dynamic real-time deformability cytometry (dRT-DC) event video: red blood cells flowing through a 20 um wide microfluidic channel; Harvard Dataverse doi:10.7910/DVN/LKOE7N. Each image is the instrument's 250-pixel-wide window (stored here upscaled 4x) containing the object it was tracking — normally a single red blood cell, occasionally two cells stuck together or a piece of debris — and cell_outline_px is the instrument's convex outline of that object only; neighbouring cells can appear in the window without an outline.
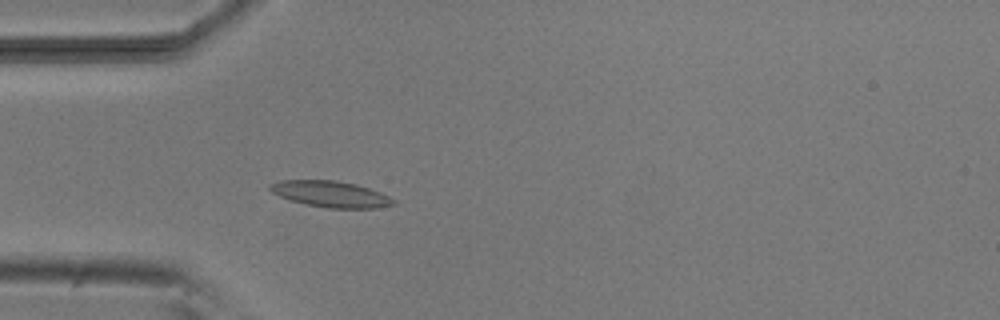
{"species": "common noctule bat (a hibernating species)", "species_latin": "Nyctalus noctula", "temperature_condition": "room temperature", "stored_images_in_passage": 4, "camera_frame_rate_fps": 3000, "um_per_image_px": 0.085, "animal": {"sex": "male", "body_mass_g": 20.5, "forearm_length_mm": 52.5}, "frame": {"image": 1, "passage_image": 4, "time_ms": 3.667, "image_size_px": [1000, 320], "cell_outline_px": [[396, 204], [376, 208], [328, 208], [304, 204], [280, 196], [272, 192], [268, 188], [268, 184], [280, 180], [336, 180], [356, 184], [380, 192], [396, 200]], "centroid_in_image_um": [28.1, 16.49], "position_along_channel_um": 56.9, "area_um2": 18.84}}